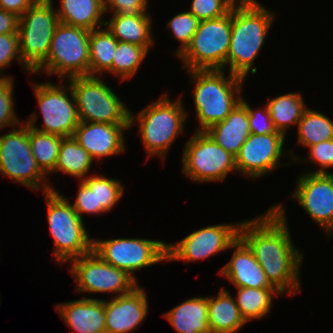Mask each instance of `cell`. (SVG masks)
<instances>
[{"mask_svg":"<svg viewBox=\"0 0 333 333\" xmlns=\"http://www.w3.org/2000/svg\"><path fill=\"white\" fill-rule=\"evenodd\" d=\"M33 85L38 106L43 115V128H38L35 124L37 120L36 113L31 115L26 124L43 133L54 134L63 138L73 136L79 125V117L70 85L66 86L64 84L56 87L50 82L33 83ZM67 91L70 92L71 98H69Z\"/></svg>","mask_w":333,"mask_h":333,"instance_id":"8fae6325","label":"cell"},{"mask_svg":"<svg viewBox=\"0 0 333 333\" xmlns=\"http://www.w3.org/2000/svg\"><path fill=\"white\" fill-rule=\"evenodd\" d=\"M189 12L199 21L217 19L228 14L237 0H193Z\"/></svg>","mask_w":333,"mask_h":333,"instance_id":"d590c367","label":"cell"},{"mask_svg":"<svg viewBox=\"0 0 333 333\" xmlns=\"http://www.w3.org/2000/svg\"><path fill=\"white\" fill-rule=\"evenodd\" d=\"M18 127L0 136V173L33 190H39L41 186L43 192L55 190L43 181L48 178L31 152L29 126Z\"/></svg>","mask_w":333,"mask_h":333,"instance_id":"30bf717a","label":"cell"},{"mask_svg":"<svg viewBox=\"0 0 333 333\" xmlns=\"http://www.w3.org/2000/svg\"><path fill=\"white\" fill-rule=\"evenodd\" d=\"M52 3V0H37L19 17L17 33L21 61L33 74L45 62L59 24Z\"/></svg>","mask_w":333,"mask_h":333,"instance_id":"ba28073f","label":"cell"},{"mask_svg":"<svg viewBox=\"0 0 333 333\" xmlns=\"http://www.w3.org/2000/svg\"><path fill=\"white\" fill-rule=\"evenodd\" d=\"M56 12L59 23L89 31L105 26L106 23L103 19L106 13L104 0H61Z\"/></svg>","mask_w":333,"mask_h":333,"instance_id":"cb8c5ba5","label":"cell"},{"mask_svg":"<svg viewBox=\"0 0 333 333\" xmlns=\"http://www.w3.org/2000/svg\"><path fill=\"white\" fill-rule=\"evenodd\" d=\"M18 58L21 66L28 73H32L21 61V54L19 50L18 33L1 34L0 35V79L10 78L9 76L2 77V69L10 65L11 61Z\"/></svg>","mask_w":333,"mask_h":333,"instance_id":"74e56055","label":"cell"},{"mask_svg":"<svg viewBox=\"0 0 333 333\" xmlns=\"http://www.w3.org/2000/svg\"><path fill=\"white\" fill-rule=\"evenodd\" d=\"M285 211L283 205L275 204L261 217L242 221L238 236L251 249L269 283L282 295H294L301 292L304 259L291 240Z\"/></svg>","mask_w":333,"mask_h":333,"instance_id":"6da1fadb","label":"cell"},{"mask_svg":"<svg viewBox=\"0 0 333 333\" xmlns=\"http://www.w3.org/2000/svg\"><path fill=\"white\" fill-rule=\"evenodd\" d=\"M67 79L75 97L79 122L131 125L130 110L99 77Z\"/></svg>","mask_w":333,"mask_h":333,"instance_id":"8992f818","label":"cell"},{"mask_svg":"<svg viewBox=\"0 0 333 333\" xmlns=\"http://www.w3.org/2000/svg\"><path fill=\"white\" fill-rule=\"evenodd\" d=\"M82 182L87 187H95L96 207H103L107 212L112 210L124 193L121 181L104 175L87 176Z\"/></svg>","mask_w":333,"mask_h":333,"instance_id":"836d02e7","label":"cell"},{"mask_svg":"<svg viewBox=\"0 0 333 333\" xmlns=\"http://www.w3.org/2000/svg\"><path fill=\"white\" fill-rule=\"evenodd\" d=\"M284 140L285 136L277 131L263 135L250 134L235 157L237 172L256 179L274 171L281 165L280 159L285 154Z\"/></svg>","mask_w":333,"mask_h":333,"instance_id":"2e32d148","label":"cell"},{"mask_svg":"<svg viewBox=\"0 0 333 333\" xmlns=\"http://www.w3.org/2000/svg\"><path fill=\"white\" fill-rule=\"evenodd\" d=\"M241 102L247 107L251 134L263 135L276 132L267 105L262 108L264 110L260 111L258 109L255 111L243 97L241 98Z\"/></svg>","mask_w":333,"mask_h":333,"instance_id":"f35d334b","label":"cell"},{"mask_svg":"<svg viewBox=\"0 0 333 333\" xmlns=\"http://www.w3.org/2000/svg\"><path fill=\"white\" fill-rule=\"evenodd\" d=\"M164 95L142 109L137 116L138 119L131 112V127L135 121H139V134L148 158L153 155L165 158L174 140L183 132L187 114L182 106L181 97L172 102L168 95Z\"/></svg>","mask_w":333,"mask_h":333,"instance_id":"5b68a950","label":"cell"},{"mask_svg":"<svg viewBox=\"0 0 333 333\" xmlns=\"http://www.w3.org/2000/svg\"><path fill=\"white\" fill-rule=\"evenodd\" d=\"M182 156L184 174L194 182L221 181L229 172L237 171L235 157L205 131H197L187 141Z\"/></svg>","mask_w":333,"mask_h":333,"instance_id":"7c38bea8","label":"cell"},{"mask_svg":"<svg viewBox=\"0 0 333 333\" xmlns=\"http://www.w3.org/2000/svg\"><path fill=\"white\" fill-rule=\"evenodd\" d=\"M195 82L193 90L196 116L200 123L197 131H205L215 123L224 121L234 107L241 101L239 93L245 79L229 74L223 69L190 70Z\"/></svg>","mask_w":333,"mask_h":333,"instance_id":"3957f363","label":"cell"},{"mask_svg":"<svg viewBox=\"0 0 333 333\" xmlns=\"http://www.w3.org/2000/svg\"><path fill=\"white\" fill-rule=\"evenodd\" d=\"M152 20L147 13L138 15L112 14L105 27L121 42H127L142 47L154 45L152 34Z\"/></svg>","mask_w":333,"mask_h":333,"instance_id":"d4e9b609","label":"cell"},{"mask_svg":"<svg viewBox=\"0 0 333 333\" xmlns=\"http://www.w3.org/2000/svg\"><path fill=\"white\" fill-rule=\"evenodd\" d=\"M231 11L217 19L199 21L190 45L178 57L184 61L182 69H225L230 49Z\"/></svg>","mask_w":333,"mask_h":333,"instance_id":"52a82bcc","label":"cell"},{"mask_svg":"<svg viewBox=\"0 0 333 333\" xmlns=\"http://www.w3.org/2000/svg\"><path fill=\"white\" fill-rule=\"evenodd\" d=\"M205 132L218 145L236 157L251 134L247 107L240 101L224 121L213 124Z\"/></svg>","mask_w":333,"mask_h":333,"instance_id":"7402d4cb","label":"cell"},{"mask_svg":"<svg viewBox=\"0 0 333 333\" xmlns=\"http://www.w3.org/2000/svg\"><path fill=\"white\" fill-rule=\"evenodd\" d=\"M236 303L241 316L249 322L260 319L270 312L273 295H281L275 288H245L237 287Z\"/></svg>","mask_w":333,"mask_h":333,"instance_id":"f546056e","label":"cell"},{"mask_svg":"<svg viewBox=\"0 0 333 333\" xmlns=\"http://www.w3.org/2000/svg\"><path fill=\"white\" fill-rule=\"evenodd\" d=\"M298 143L307 148L333 139V121L321 112L307 108L298 122Z\"/></svg>","mask_w":333,"mask_h":333,"instance_id":"4dcf8cb0","label":"cell"},{"mask_svg":"<svg viewBox=\"0 0 333 333\" xmlns=\"http://www.w3.org/2000/svg\"><path fill=\"white\" fill-rule=\"evenodd\" d=\"M293 198L331 236L333 234V173H306L300 176Z\"/></svg>","mask_w":333,"mask_h":333,"instance_id":"e0dca14e","label":"cell"},{"mask_svg":"<svg viewBox=\"0 0 333 333\" xmlns=\"http://www.w3.org/2000/svg\"><path fill=\"white\" fill-rule=\"evenodd\" d=\"M19 17L0 9V35L18 32Z\"/></svg>","mask_w":333,"mask_h":333,"instance_id":"ee69618b","label":"cell"},{"mask_svg":"<svg viewBox=\"0 0 333 333\" xmlns=\"http://www.w3.org/2000/svg\"><path fill=\"white\" fill-rule=\"evenodd\" d=\"M37 0H0V9L21 17Z\"/></svg>","mask_w":333,"mask_h":333,"instance_id":"7bdbcfd3","label":"cell"},{"mask_svg":"<svg viewBox=\"0 0 333 333\" xmlns=\"http://www.w3.org/2000/svg\"><path fill=\"white\" fill-rule=\"evenodd\" d=\"M266 103L274 128L277 132L286 135L289 125H298L304 111L307 109L302 95L298 92L286 93Z\"/></svg>","mask_w":333,"mask_h":333,"instance_id":"4316f807","label":"cell"},{"mask_svg":"<svg viewBox=\"0 0 333 333\" xmlns=\"http://www.w3.org/2000/svg\"><path fill=\"white\" fill-rule=\"evenodd\" d=\"M55 307L61 319L75 332L106 333L105 300L83 297Z\"/></svg>","mask_w":333,"mask_h":333,"instance_id":"44dd1931","label":"cell"},{"mask_svg":"<svg viewBox=\"0 0 333 333\" xmlns=\"http://www.w3.org/2000/svg\"><path fill=\"white\" fill-rule=\"evenodd\" d=\"M92 162L91 156L78 144L73 136L64 137L59 148L55 169L52 172L61 171L84 180Z\"/></svg>","mask_w":333,"mask_h":333,"instance_id":"f1b7e54d","label":"cell"},{"mask_svg":"<svg viewBox=\"0 0 333 333\" xmlns=\"http://www.w3.org/2000/svg\"><path fill=\"white\" fill-rule=\"evenodd\" d=\"M118 40L107 29L102 28L90 31L89 38V76L102 72L112 73V62Z\"/></svg>","mask_w":333,"mask_h":333,"instance_id":"83f0119b","label":"cell"},{"mask_svg":"<svg viewBox=\"0 0 333 333\" xmlns=\"http://www.w3.org/2000/svg\"><path fill=\"white\" fill-rule=\"evenodd\" d=\"M47 204V220L53 238L56 262H66L88 254L93 250V239L83 225L70 201L56 190L44 192Z\"/></svg>","mask_w":333,"mask_h":333,"instance_id":"277c9868","label":"cell"},{"mask_svg":"<svg viewBox=\"0 0 333 333\" xmlns=\"http://www.w3.org/2000/svg\"><path fill=\"white\" fill-rule=\"evenodd\" d=\"M14 83L12 77L0 79V130L7 126H16L19 119L13 104Z\"/></svg>","mask_w":333,"mask_h":333,"instance_id":"8d00e7d4","label":"cell"},{"mask_svg":"<svg viewBox=\"0 0 333 333\" xmlns=\"http://www.w3.org/2000/svg\"><path fill=\"white\" fill-rule=\"evenodd\" d=\"M229 248L234 249L231 260L220 270L235 287L274 288L267 280L264 270L254 257L251 249L238 236Z\"/></svg>","mask_w":333,"mask_h":333,"instance_id":"ffe728a7","label":"cell"},{"mask_svg":"<svg viewBox=\"0 0 333 333\" xmlns=\"http://www.w3.org/2000/svg\"><path fill=\"white\" fill-rule=\"evenodd\" d=\"M148 0H104L105 12L114 10L112 14L138 15L146 13Z\"/></svg>","mask_w":333,"mask_h":333,"instance_id":"b9f144b4","label":"cell"},{"mask_svg":"<svg viewBox=\"0 0 333 333\" xmlns=\"http://www.w3.org/2000/svg\"><path fill=\"white\" fill-rule=\"evenodd\" d=\"M238 224L210 225L192 232L176 244H167V261L193 262L225 251L238 237Z\"/></svg>","mask_w":333,"mask_h":333,"instance_id":"9a60e30c","label":"cell"},{"mask_svg":"<svg viewBox=\"0 0 333 333\" xmlns=\"http://www.w3.org/2000/svg\"><path fill=\"white\" fill-rule=\"evenodd\" d=\"M149 48L118 41L112 62V74L120 77L121 81L132 78L145 59Z\"/></svg>","mask_w":333,"mask_h":333,"instance_id":"d6a6232c","label":"cell"},{"mask_svg":"<svg viewBox=\"0 0 333 333\" xmlns=\"http://www.w3.org/2000/svg\"><path fill=\"white\" fill-rule=\"evenodd\" d=\"M208 322L211 333H235L247 323L233 296L224 288L217 297L208 298Z\"/></svg>","mask_w":333,"mask_h":333,"instance_id":"484cf974","label":"cell"},{"mask_svg":"<svg viewBox=\"0 0 333 333\" xmlns=\"http://www.w3.org/2000/svg\"><path fill=\"white\" fill-rule=\"evenodd\" d=\"M147 302L146 292L139 285L130 293L105 301L106 333H129L137 329L147 316Z\"/></svg>","mask_w":333,"mask_h":333,"instance_id":"d6986e66","label":"cell"},{"mask_svg":"<svg viewBox=\"0 0 333 333\" xmlns=\"http://www.w3.org/2000/svg\"><path fill=\"white\" fill-rule=\"evenodd\" d=\"M259 4L256 0H242L232 7L230 49L225 67L229 65V72L243 79L250 70L251 74L256 73L257 68L251 69V66L274 21V13Z\"/></svg>","mask_w":333,"mask_h":333,"instance_id":"7a4b0ae2","label":"cell"},{"mask_svg":"<svg viewBox=\"0 0 333 333\" xmlns=\"http://www.w3.org/2000/svg\"><path fill=\"white\" fill-rule=\"evenodd\" d=\"M178 333H211L208 322V298L194 297L163 315Z\"/></svg>","mask_w":333,"mask_h":333,"instance_id":"603a6c76","label":"cell"},{"mask_svg":"<svg viewBox=\"0 0 333 333\" xmlns=\"http://www.w3.org/2000/svg\"><path fill=\"white\" fill-rule=\"evenodd\" d=\"M90 31L59 23L54 31L45 62L34 72L46 71L64 77L89 76Z\"/></svg>","mask_w":333,"mask_h":333,"instance_id":"9c48e42d","label":"cell"},{"mask_svg":"<svg viewBox=\"0 0 333 333\" xmlns=\"http://www.w3.org/2000/svg\"><path fill=\"white\" fill-rule=\"evenodd\" d=\"M131 125L79 122L73 138L94 158L102 159L125 151L124 130Z\"/></svg>","mask_w":333,"mask_h":333,"instance_id":"ac0fdd59","label":"cell"},{"mask_svg":"<svg viewBox=\"0 0 333 333\" xmlns=\"http://www.w3.org/2000/svg\"><path fill=\"white\" fill-rule=\"evenodd\" d=\"M76 213L83 219L84 213L100 214L107 212L103 207H96L95 187H87L82 181L74 204H71Z\"/></svg>","mask_w":333,"mask_h":333,"instance_id":"ab89813d","label":"cell"},{"mask_svg":"<svg viewBox=\"0 0 333 333\" xmlns=\"http://www.w3.org/2000/svg\"><path fill=\"white\" fill-rule=\"evenodd\" d=\"M71 274L76 281L77 292L130 293L137 287V281L125 270L106 263L95 251L82 255L72 261Z\"/></svg>","mask_w":333,"mask_h":333,"instance_id":"5bb4252c","label":"cell"},{"mask_svg":"<svg viewBox=\"0 0 333 333\" xmlns=\"http://www.w3.org/2000/svg\"><path fill=\"white\" fill-rule=\"evenodd\" d=\"M309 150L308 159L321 165V169L307 173H329L326 168L333 167V139L310 146Z\"/></svg>","mask_w":333,"mask_h":333,"instance_id":"60d3db41","label":"cell"},{"mask_svg":"<svg viewBox=\"0 0 333 333\" xmlns=\"http://www.w3.org/2000/svg\"><path fill=\"white\" fill-rule=\"evenodd\" d=\"M61 136L43 133L29 126V143L31 152L39 168L49 174L55 169L58 159Z\"/></svg>","mask_w":333,"mask_h":333,"instance_id":"1f68e13d","label":"cell"},{"mask_svg":"<svg viewBox=\"0 0 333 333\" xmlns=\"http://www.w3.org/2000/svg\"><path fill=\"white\" fill-rule=\"evenodd\" d=\"M93 251L136 281L134 271L167 260L166 243L143 238L93 239Z\"/></svg>","mask_w":333,"mask_h":333,"instance_id":"4fadbf2b","label":"cell"},{"mask_svg":"<svg viewBox=\"0 0 333 333\" xmlns=\"http://www.w3.org/2000/svg\"><path fill=\"white\" fill-rule=\"evenodd\" d=\"M198 24L199 20L189 11L175 15L168 22L167 27L171 30L174 38H176L181 44V48L175 52L177 56L182 54L190 45Z\"/></svg>","mask_w":333,"mask_h":333,"instance_id":"e575fe53","label":"cell"}]
</instances>
